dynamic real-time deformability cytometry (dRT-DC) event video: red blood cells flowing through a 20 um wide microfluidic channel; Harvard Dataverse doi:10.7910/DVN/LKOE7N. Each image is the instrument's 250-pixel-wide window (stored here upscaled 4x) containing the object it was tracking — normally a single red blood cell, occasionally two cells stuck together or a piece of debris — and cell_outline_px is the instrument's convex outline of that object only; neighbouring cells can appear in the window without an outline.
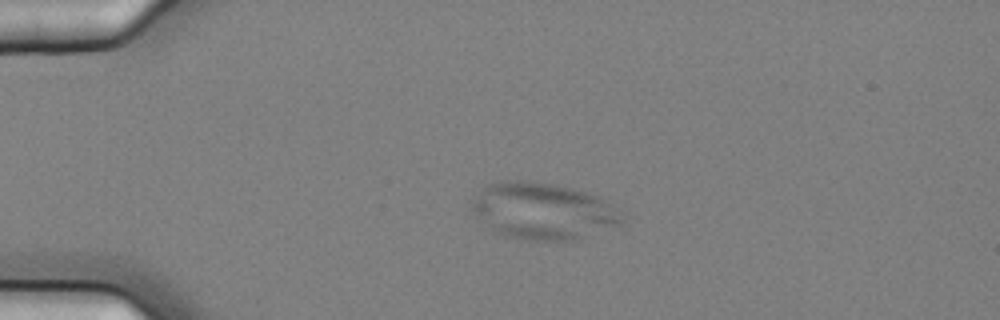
{"species": "common noctule bat (a hibernating species)", "species_latin": "Nyctalus noctula", "temperature_condition": "cold", "stored_images_in_passage": 4, "camera_frame_rate_fps": 3000, "um_per_image_px": 0.085, "animal": {"sex": "female", "body_mass_g": 25.1}, "frame": {"image": 1, "passage_image": 3, "time_ms": 0.667, "image_size_px": [1000, 320], "cell_outline_px": [[624, 220], [620, 224], [576, 240], [532, 240], [504, 236], [496, 232], [472, 208], [472, 200], [484, 184], [500, 180], [532, 180], [556, 184], [572, 188], [600, 196], [620, 208]], "centroid_in_image_um": [46.21, 17.9], "position_along_channel_um": 38.8, "area_um2": 49.71}}